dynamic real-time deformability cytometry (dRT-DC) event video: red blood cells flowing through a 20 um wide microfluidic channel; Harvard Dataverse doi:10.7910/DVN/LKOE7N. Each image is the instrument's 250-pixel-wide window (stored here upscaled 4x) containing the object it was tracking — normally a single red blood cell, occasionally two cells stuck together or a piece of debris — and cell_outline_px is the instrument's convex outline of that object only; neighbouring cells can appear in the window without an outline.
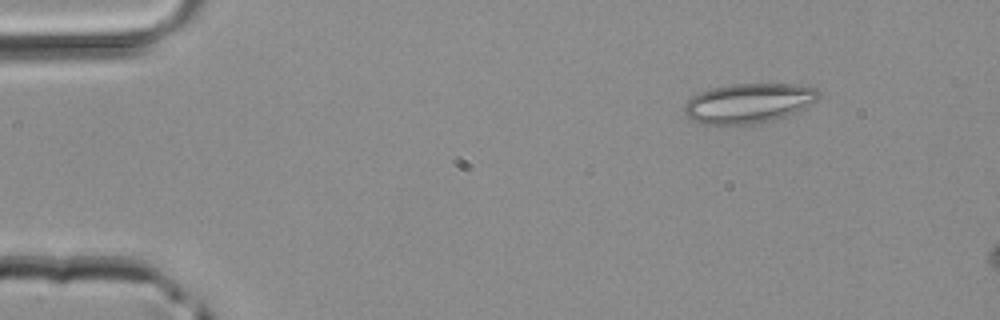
{"species": "common noctule bat (a hibernating species)", "species_latin": "Nyctalus noctula", "temperature_condition": "room temperature", "stored_images_in_passage": 3, "camera_frame_rate_fps": 3000, "um_per_image_px": 0.085, "animal": {"sex": "male", "body_mass_g": 20.4}, "frame": {"image": 1, "passage_image": 1, "time_ms": 0.0, "image_size_px": [1000, 320], "cell_outline_px": [[820, 96], [816, 100], [804, 108], [784, 116], [772, 120], [752, 124], [704, 124], [692, 120], [684, 116], [684, 104], [692, 96], [700, 92], [712, 88], [732, 84], [796, 84], [816, 88], [820, 92]], "centroid_in_image_um": [63.61, 8.76], "position_along_channel_um": 21.4, "area_um2": 30.98}}